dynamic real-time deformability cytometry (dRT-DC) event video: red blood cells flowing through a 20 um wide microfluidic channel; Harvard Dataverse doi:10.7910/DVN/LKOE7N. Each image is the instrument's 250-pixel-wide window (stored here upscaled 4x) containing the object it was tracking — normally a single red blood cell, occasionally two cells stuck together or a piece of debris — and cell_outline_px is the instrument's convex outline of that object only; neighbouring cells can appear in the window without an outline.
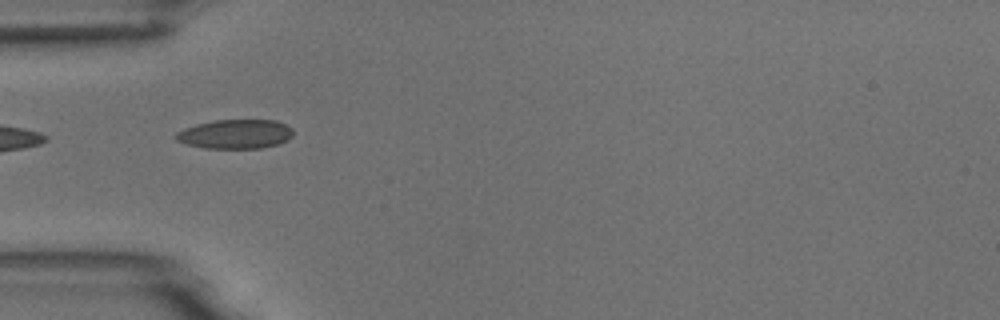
{"species": "common noctule bat (a hibernating species)", "species_latin": "Nyctalus noctula", "temperature_condition": "room temperature", "stored_images_in_passage": 3, "camera_frame_rate_fps": 3000, "um_per_image_px": 0.085, "animal": {"sex": "male", "body_mass_g": 18.8}, "frame": {"image": 1, "passage_image": 2, "time_ms": 1.333, "image_size_px": [1000, 320], "cell_outline_px": [[292, 136], [288, 140], [276, 144], [260, 148], [204, 148], [188, 144], [176, 140], [176, 132], [184, 128], [196, 124], [212, 120], [276, 120], [292, 128]], "centroid_in_image_um": [20.0, 11.39], "position_along_channel_um": 65.0, "area_um2": 19.88}}